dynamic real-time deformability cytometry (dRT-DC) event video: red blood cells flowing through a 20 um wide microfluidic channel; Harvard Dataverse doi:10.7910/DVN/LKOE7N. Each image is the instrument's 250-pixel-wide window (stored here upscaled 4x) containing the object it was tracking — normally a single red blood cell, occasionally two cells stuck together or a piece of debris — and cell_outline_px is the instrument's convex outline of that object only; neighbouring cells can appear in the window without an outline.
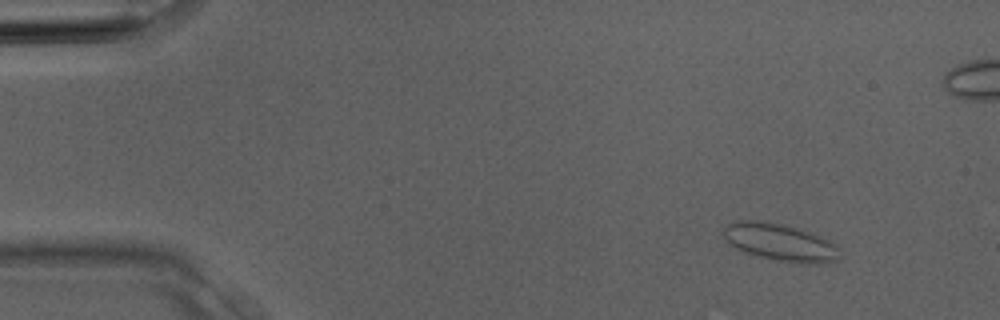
{"species": "Egyptian fruit bat (a non-hibernating species)", "species_latin": "Rousettus aegyptiacus", "temperature_condition": "room temperature", "stored_images_in_passage": 4, "camera_frame_rate_fps": 3000, "um_per_image_px": 0.085, "animal": {"sex": "male"}, "frame": {"image": 1, "passage_image": 1, "time_ms": 0.0, "image_size_px": [1000, 320], "cell_outline_px": [[840, 260], [816, 264], [808, 264], [772, 260], [744, 252], [728, 244], [720, 232], [728, 224], [736, 220], [764, 220], [784, 224], [800, 228], [832, 240], [836, 244]], "centroid_in_image_um": [66.29, 20.58], "position_along_channel_um": 18.7, "area_um2": 25.95}}